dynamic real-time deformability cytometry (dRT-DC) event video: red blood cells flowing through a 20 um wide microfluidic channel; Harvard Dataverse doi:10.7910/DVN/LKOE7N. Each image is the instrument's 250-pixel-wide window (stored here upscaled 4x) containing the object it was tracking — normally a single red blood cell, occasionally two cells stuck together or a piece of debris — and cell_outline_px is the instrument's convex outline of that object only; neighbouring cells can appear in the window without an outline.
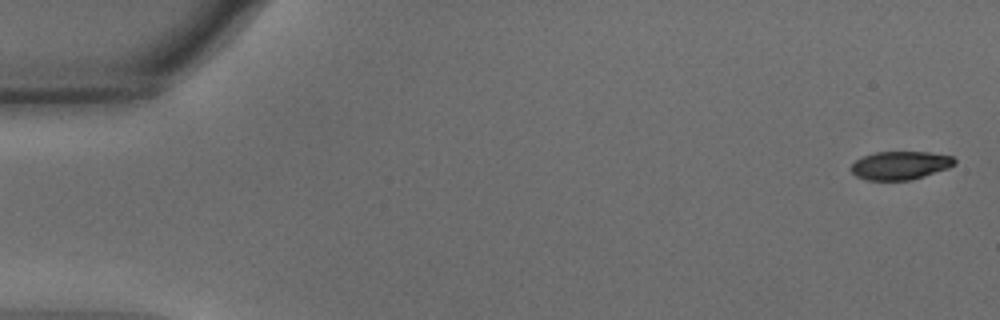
{"species": "common noctule bat (a hibernating species)", "species_latin": "Nyctalus noctula", "temperature_condition": "warm", "stored_images_in_passage": 53, "camera_frame_rate_fps": 3000, "um_per_image_px": 0.085, "animal": {"sex": "male", "body_mass_g": 15.6}, "frame": {"image": 1, "passage_image": 1, "time_ms": 0.0, "image_size_px": [1000, 320], "cell_outline_px": [[956, 164], [948, 168], [912, 180], [868, 180], [856, 176], [852, 172], [852, 164], [856, 160], [864, 156], [876, 152], [928, 152], [952, 156], [956, 160]], "centroid_in_image_um": [76.54, 14.06], "position_along_channel_um": 8.5, "area_um2": 16.99}}
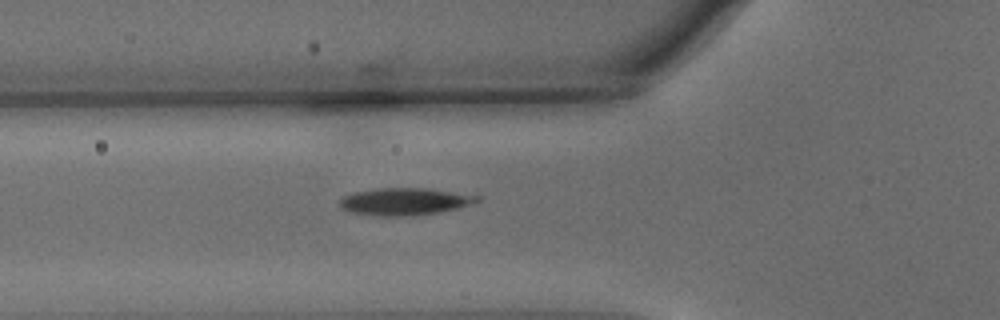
{"frame": {"image": 2, "passage_image": 19, "time_ms": 6.0, "image_size_px": [1000, 320], "cell_outline_px": [[480, 200], [456, 208], [440, 212], [404, 216], [376, 216], [352, 212], [340, 208], [340, 200], [344, 196], [356, 192], [376, 188], [428, 188], [480, 196]], "centroid_in_image_um": [34.36, 17.12], "position_along_channel_um": 91.4, "area_um2": 21.56}}
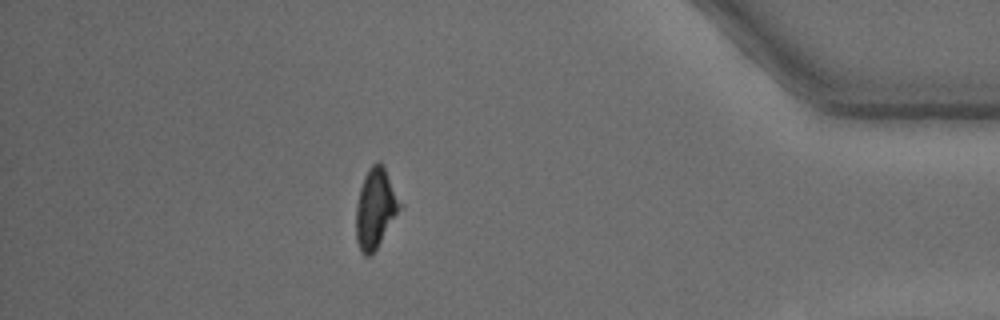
{"frame": {"image": 3, "passage_image": 47, "time_ms": 15.333, "image_size_px": [1000, 320], "cell_outline_px": [[404, 208], [376, 248], [368, 256], [364, 256], [360, 252], [356, 240], [356, 204], [360, 188], [364, 176], [368, 168], [376, 160], [380, 160], [384, 164], [404, 204]], "centroid_in_image_um": [31.97, 17.65], "position_along_channel_um": 403.2, "area_um2": 21.27}}